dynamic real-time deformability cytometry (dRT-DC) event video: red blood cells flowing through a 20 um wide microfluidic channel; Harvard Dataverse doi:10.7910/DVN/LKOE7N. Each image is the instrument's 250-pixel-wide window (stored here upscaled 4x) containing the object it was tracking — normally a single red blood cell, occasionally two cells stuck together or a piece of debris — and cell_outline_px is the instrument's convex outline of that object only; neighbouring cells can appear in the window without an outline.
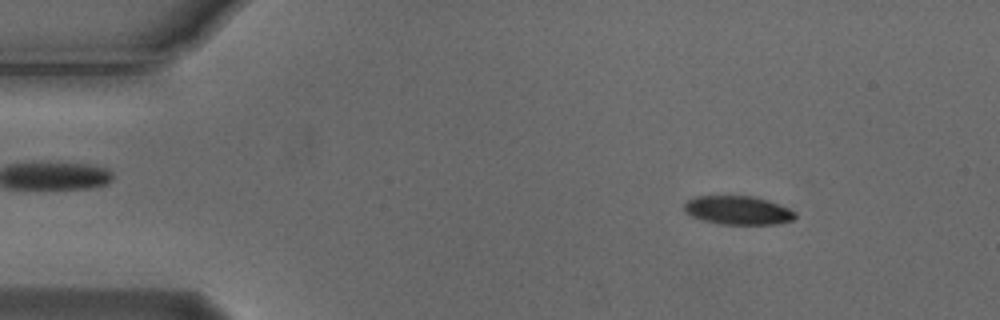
{"species": "Egyptian fruit bat (a non-hibernating species)", "species_latin": "Rousettus aegyptiacus", "temperature_condition": "cold", "stored_images_in_passage": 4, "camera_frame_rate_fps": 3000, "um_per_image_px": 0.085, "animal": {"sex": "male"}, "frame": {"image": 1, "passage_image": 2, "time_ms": 0.333, "image_size_px": [1000, 320], "cell_outline_px": [[796, 216], [792, 220], [776, 224], [720, 224], [704, 220], [692, 216], [684, 212], [684, 204], [688, 200], [696, 196], [752, 196], [788, 208], [796, 212]], "centroid_in_image_um": [62.7, 17.88], "position_along_channel_um": 22.3, "area_um2": 18.26}}